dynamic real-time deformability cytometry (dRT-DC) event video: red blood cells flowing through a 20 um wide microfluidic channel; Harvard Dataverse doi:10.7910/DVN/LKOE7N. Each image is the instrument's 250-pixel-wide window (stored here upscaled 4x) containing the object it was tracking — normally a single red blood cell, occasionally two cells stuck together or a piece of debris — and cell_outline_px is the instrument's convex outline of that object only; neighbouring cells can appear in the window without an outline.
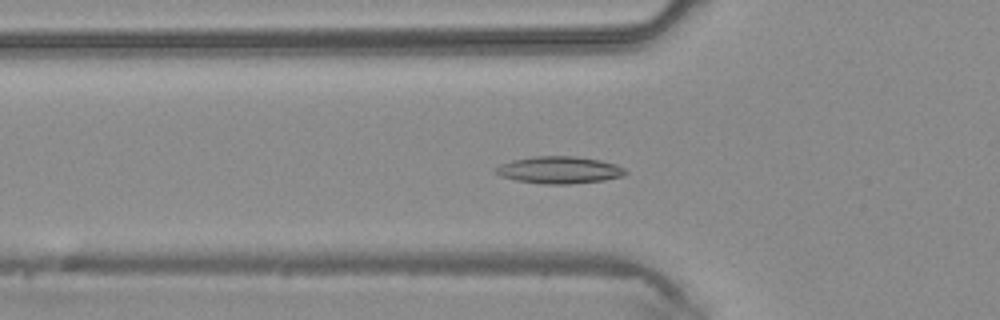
{"species": "common noctule bat (a hibernating species)", "species_latin": "Nyctalus noctula", "temperature_condition": "warm", "stored_images_in_passage": 38, "camera_frame_rate_fps": 3000, "um_per_image_px": 0.085, "animal": {"sex": "male", "body_mass_g": 20.4}, "frame": {"image": 1, "passage_image": 10, "time_ms": 3.0, "image_size_px": [1000, 320], "cell_outline_px": [[628, 172], [624, 176], [604, 180], [568, 184], [544, 184], [516, 180], [500, 176], [492, 168], [500, 164], [512, 160], [532, 156], [576, 156], [600, 160], [616, 164], [624, 168]], "centroid_in_image_um": [47.53, 14.44], "position_along_channel_um": 78.3, "area_um2": 20.63}}
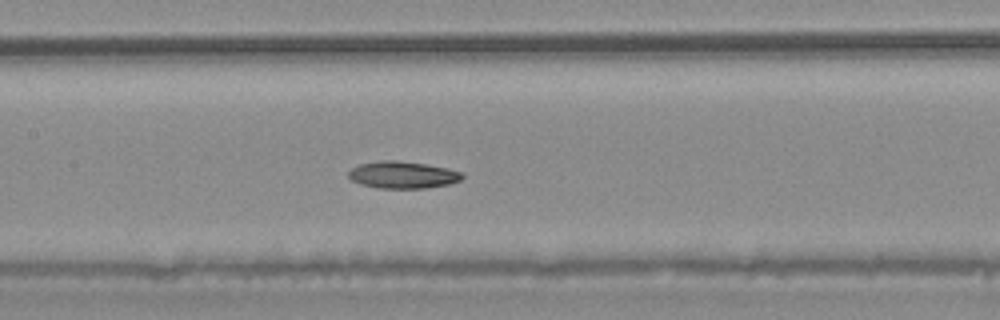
{"frame": {"image": 2, "passage_image": 16, "time_ms": 5.0, "image_size_px": [1000, 320], "cell_outline_px": [[464, 176], [460, 180], [448, 184], [424, 188], [380, 188], [360, 184], [352, 180], [348, 176], [348, 172], [352, 168], [360, 164], [380, 160], [396, 160], [424, 164], [448, 168], [464, 172]], "centroid_in_image_um": [34.24, 14.86], "position_along_channel_um": 173.2, "area_um2": 17.86}}
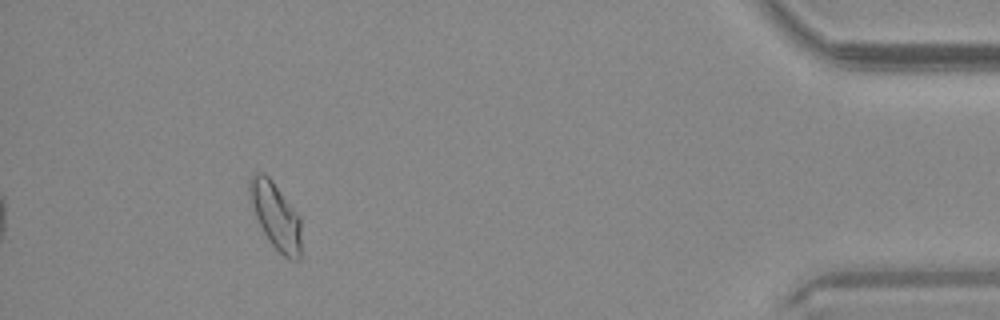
{"frame": {"image": 3, "passage_image": 35, "time_ms": 11.333, "image_size_px": [1000, 320], "cell_outline_px": [[300, 260], [292, 260], [284, 256], [268, 240], [256, 216], [248, 192], [248, 180], [256, 172], [264, 172], [272, 180], [300, 216]], "centroid_in_image_um": [23.43, 18.31], "position_along_channel_um": 411.8, "area_um2": 19.83}}